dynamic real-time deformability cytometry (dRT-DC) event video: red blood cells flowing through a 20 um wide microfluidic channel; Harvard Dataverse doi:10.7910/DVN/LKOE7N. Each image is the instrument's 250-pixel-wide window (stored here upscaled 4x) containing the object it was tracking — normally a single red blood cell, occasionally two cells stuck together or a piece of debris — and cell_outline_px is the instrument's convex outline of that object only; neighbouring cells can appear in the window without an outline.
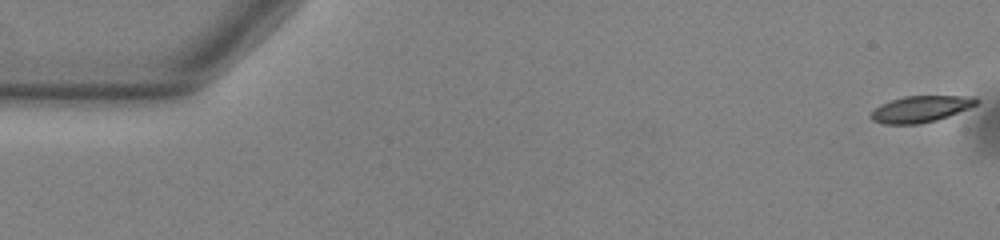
{"species": "common noctule bat (a hibernating species)", "species_latin": "Nyctalus noctula", "temperature_condition": "warm", "stored_images_in_passage": 55, "camera_frame_rate_fps": 3000, "um_per_image_px": 0.085, "animal": {"sex": "male", "body_mass_g": 13.0, "forearm_length_mm": 53.1}, "frame": {"image": 1, "passage_image": 1, "time_ms": 0.0, "image_size_px": [1000, 240], "cell_outline_px": [[980, 100], [976, 104], [968, 108], [948, 116], [936, 120], [920, 124], [884, 124], [872, 120], [868, 116], [880, 104], [904, 96], [976, 96]], "centroid_in_image_um": [78.25, 9.26], "position_along_channel_um": 6.8, "area_um2": 16.18}}
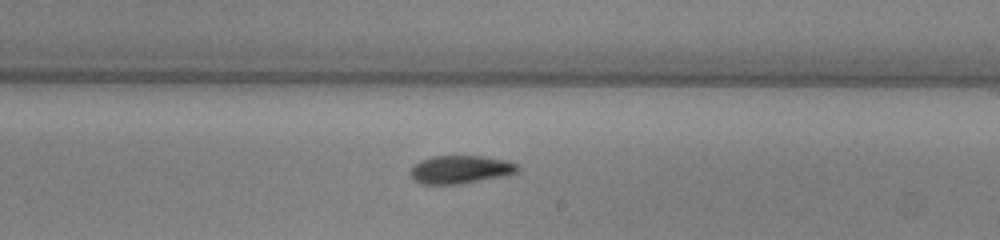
{"frame": {"image": 2, "passage_image": 32, "time_ms": 10.333, "image_size_px": [1000, 240], "cell_outline_px": [[520, 168], [516, 172], [500, 176], [460, 184], [420, 184], [412, 180], [408, 172], [412, 164], [420, 160], [432, 156], [484, 156], [508, 160], [516, 164]], "centroid_in_image_um": [39.04, 14.4], "position_along_channel_um": 250.0, "area_um2": 17.74}}
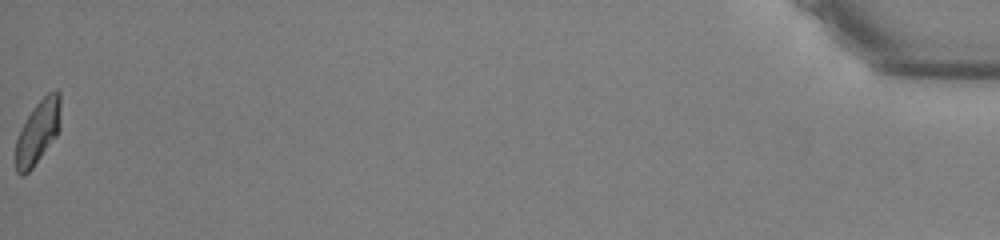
{"frame": {"image": 3, "passage_image": 55, "time_ms": 18.0, "image_size_px": [1000, 240], "cell_outline_px": [[60, 128], [56, 136], [32, 168], [28, 172], [20, 176], [16, 172], [16, 140], [20, 128], [36, 104], [48, 92], [56, 88], [60, 92]], "centroid_in_image_um": [3.23, 11.19], "position_along_channel_um": 432.0, "area_um2": 16.59}, "authors_computed_cell_mechanics": {"area_um2": 17.34, "velocity_mm_per_s": 3.7694, "shape_relaxation_time_tau1_ms": 3.653, "shape_relaxation_time_tau2_ms": 7.2482, "deformation_change_tau1": 0.1275, "deformation_change_tau2": 0.1278}}